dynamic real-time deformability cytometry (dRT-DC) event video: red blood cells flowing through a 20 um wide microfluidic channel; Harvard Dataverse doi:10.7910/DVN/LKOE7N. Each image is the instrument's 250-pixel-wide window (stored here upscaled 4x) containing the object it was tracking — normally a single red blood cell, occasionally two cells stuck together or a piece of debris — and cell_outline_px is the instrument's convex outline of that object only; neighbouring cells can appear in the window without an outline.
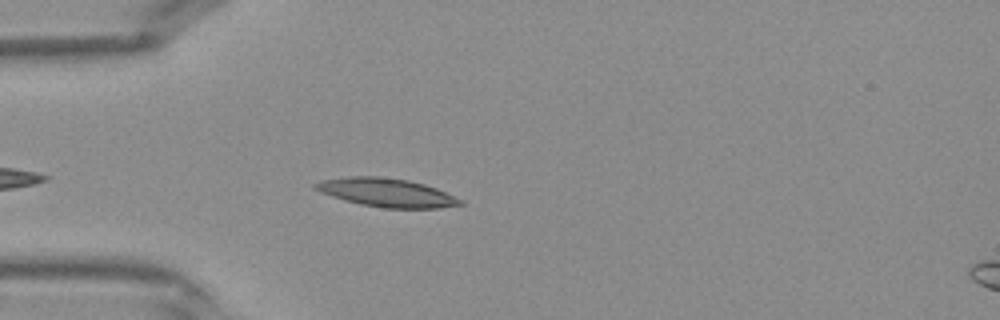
{"species": "Egyptian fruit bat (a non-hibernating species)", "species_latin": "Rousettus aegyptiacus", "temperature_condition": "warm", "stored_images_in_passage": 32, "camera_frame_rate_fps": 3000, "um_per_image_px": 0.085, "frame": {"image": 1, "passage_image": 4, "time_ms": 1.0, "image_size_px": [1000, 320], "cell_outline_px": [[464, 204], [440, 208], [384, 208], [360, 204], [344, 200], [320, 192], [312, 188], [312, 184], [324, 180], [352, 176], [376, 176], [408, 180], [424, 184], [436, 188], [464, 200]], "centroid_in_image_um": [32.87, 16.37], "position_along_channel_um": 52.1, "area_um2": 24.04}}
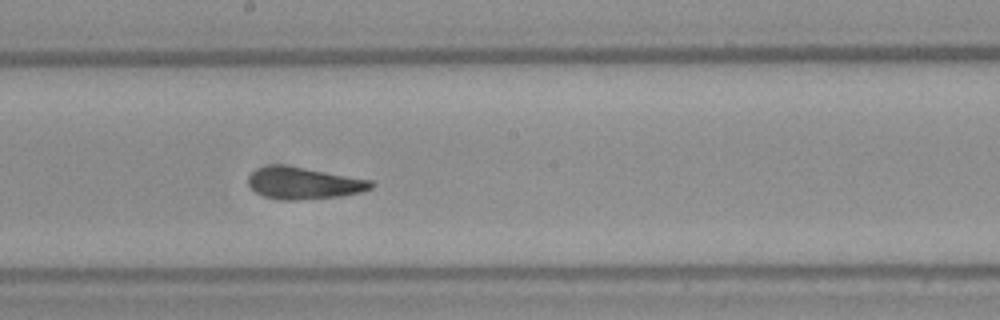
{"frame": {"image": 2, "passage_image": 15, "time_ms": 4.667, "image_size_px": [1000, 320], "cell_outline_px": [[376, 184], [372, 188], [360, 192], [340, 196], [300, 200], [284, 200], [264, 196], [256, 192], [248, 184], [248, 176], [252, 172], [260, 168], [280, 164], [304, 168], [372, 180]], "centroid_in_image_um": [25.84, 15.58], "position_along_channel_um": 222.4, "area_um2": 22.54}}
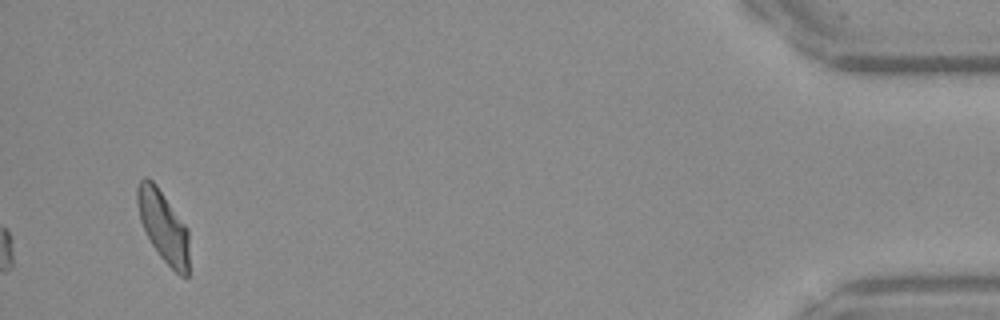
{"frame": {"image": 3, "passage_image": 32, "time_ms": 10.333, "image_size_px": [1000, 320], "cell_outline_px": [[188, 276], [180, 276], [160, 256], [152, 244], [140, 220], [136, 200], [136, 188], [140, 180], [144, 176], [148, 176], [156, 184], [188, 228]], "centroid_in_image_um": [13.87, 19.19], "position_along_channel_um": 421.3, "area_um2": 21.44}}